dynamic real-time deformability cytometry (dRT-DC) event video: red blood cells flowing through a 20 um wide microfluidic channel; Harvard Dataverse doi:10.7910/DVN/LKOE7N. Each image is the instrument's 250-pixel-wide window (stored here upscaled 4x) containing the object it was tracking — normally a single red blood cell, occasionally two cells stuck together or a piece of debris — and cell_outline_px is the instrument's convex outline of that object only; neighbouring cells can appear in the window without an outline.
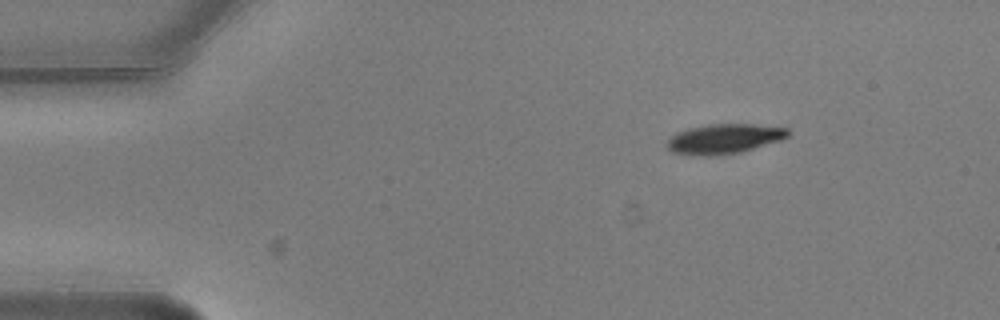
{"species": "common noctule bat (a hibernating species)", "species_latin": "Nyctalus noctula", "temperature_condition": "warm", "stored_images_in_passage": 4, "segment_of_instrument_passage": [1, 2], "camera_frame_rate_fps": 3000, "um_per_image_px": 0.085, "animal": {"sex": "male", "body_mass_g": 20.5, "forearm_length_mm": 52.5}, "frame": {"image": 1, "passage_image": 1, "time_ms": 0.0, "image_size_px": [1000, 320], "cell_outline_px": [[788, 136], [780, 140], [740, 152], [712, 156], [700, 156], [672, 152], [668, 148], [668, 140], [676, 132], [688, 128], [708, 124], [752, 124], [788, 128]], "centroid_in_image_um": [61.53, 11.79], "position_along_channel_um": 23.5, "area_um2": 20.81}}